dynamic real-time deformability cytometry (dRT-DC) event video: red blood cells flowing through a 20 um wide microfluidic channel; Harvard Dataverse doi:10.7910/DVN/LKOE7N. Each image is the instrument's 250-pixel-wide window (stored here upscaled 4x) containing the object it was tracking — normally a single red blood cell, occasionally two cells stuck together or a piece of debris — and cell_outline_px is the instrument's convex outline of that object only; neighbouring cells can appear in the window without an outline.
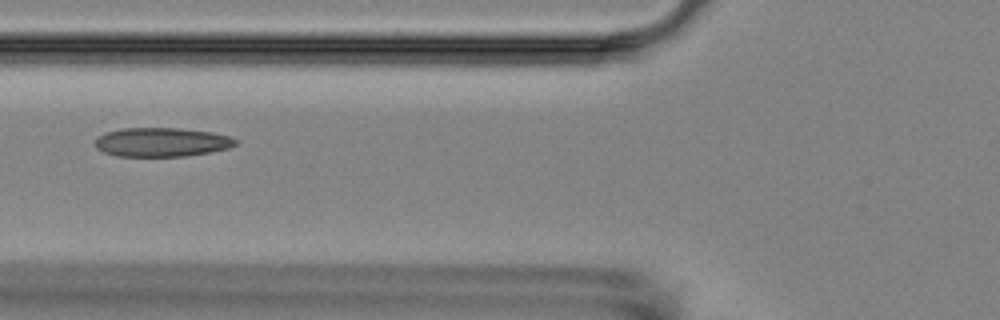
{"species": "Egyptian fruit bat (a non-hibernating species)", "species_latin": "Rousettus aegyptiacus", "temperature_condition": "room temperature", "stored_images_in_passage": 6, "camera_frame_rate_fps": 3000, "um_per_image_px": 0.085, "animal": {"sex": "female"}, "frame": {"image": 1, "passage_image": 4, "time_ms": 3.333, "image_size_px": [1000, 320], "cell_outline_px": [[236, 144], [228, 148], [208, 152], [184, 156], [116, 156], [104, 152], [96, 148], [96, 136], [104, 132], [124, 128], [180, 128], [212, 132], [232, 136], [236, 140]], "centroid_in_image_um": [13.72, 12.07], "position_along_channel_um": 112.1, "area_um2": 23.76}}
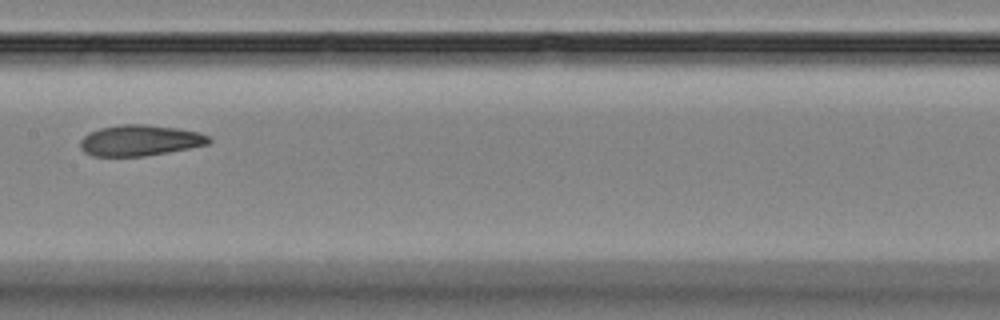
{"frame": {"image": 2, "passage_image": 6, "time_ms": 5.667, "image_size_px": [1000, 320], "cell_outline_px": [[212, 140], [208, 144], [168, 152], [144, 156], [92, 156], [84, 152], [80, 148], [80, 140], [88, 132], [100, 128], [120, 124], [144, 124], [176, 128], [200, 132], [208, 136]], "centroid_in_image_um": [11.86, 11.93], "position_along_channel_um": 195.5, "area_um2": 23.18}}